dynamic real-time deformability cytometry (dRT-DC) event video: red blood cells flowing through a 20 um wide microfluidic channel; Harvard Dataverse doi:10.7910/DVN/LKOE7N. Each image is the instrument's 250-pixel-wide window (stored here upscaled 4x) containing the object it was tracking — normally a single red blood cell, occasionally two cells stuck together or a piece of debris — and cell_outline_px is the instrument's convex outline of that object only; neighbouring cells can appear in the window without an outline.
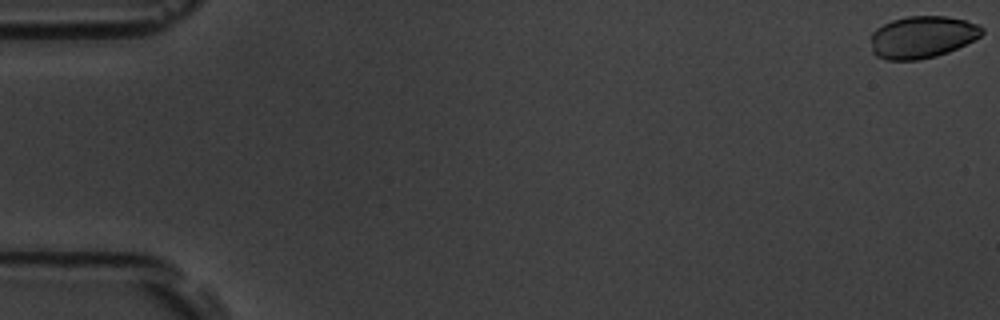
{"species": "common noctule bat (a hibernating species)", "species_latin": "Nyctalus noctula", "temperature_condition": "room temperature", "stored_images_in_passage": 16, "camera_frame_rate_fps": 3000, "um_per_image_px": 0.085, "animal": {"sex": "male", "body_mass_g": 19.5, "forearm_length_mm": 54.6}, "frame": {"image": 1, "passage_image": 1, "time_ms": 0.0, "image_size_px": [1000, 320], "cell_outline_px": [[984, 32], [980, 36], [948, 52], [936, 56], [920, 60], [888, 60], [876, 56], [872, 52], [872, 32], [876, 28], [892, 20], [908, 16], [944, 16], [964, 20], [980, 24], [984, 28]], "centroid_in_image_um": [78.39, 3.15], "position_along_channel_um": 6.6, "area_um2": 27.22}}
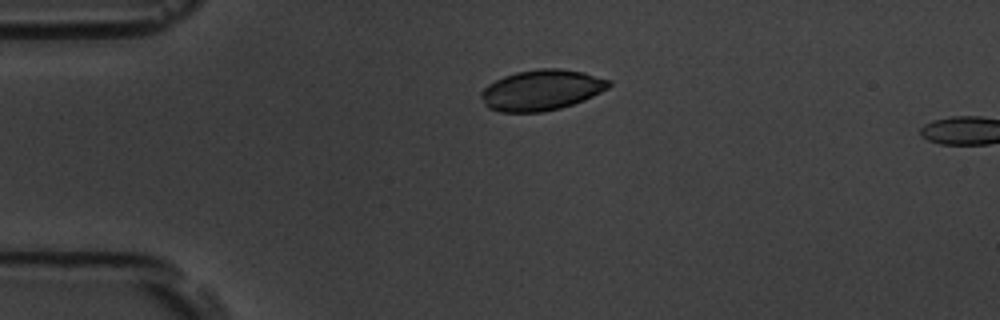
{"frame": {"image": 2, "passage_image": 14, "time_ms": 4.333, "image_size_px": [1000, 320], "cell_outline_px": [[612, 84], [608, 88], [584, 100], [560, 108], [544, 112], [500, 112], [488, 108], [484, 104], [480, 96], [480, 92], [488, 84], [504, 76], [516, 72], [540, 68], [560, 68], [584, 72], [612, 80]], "centroid_in_image_um": [46.03, 7.65], "position_along_channel_um": 39.0, "area_um2": 30.4}}